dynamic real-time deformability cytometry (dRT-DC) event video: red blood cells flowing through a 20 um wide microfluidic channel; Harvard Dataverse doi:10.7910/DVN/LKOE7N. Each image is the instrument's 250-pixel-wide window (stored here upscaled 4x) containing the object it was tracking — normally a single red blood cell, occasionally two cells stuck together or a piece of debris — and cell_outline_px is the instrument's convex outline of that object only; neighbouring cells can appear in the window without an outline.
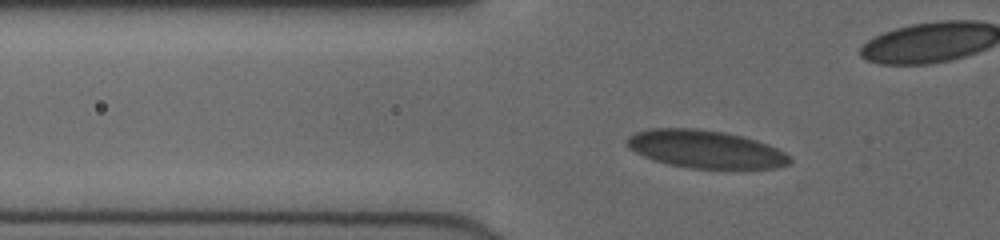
{"species": "human", "species_latin": "Homo sapiens", "temperature_condition": "cold", "stored_images_in_passage": 43, "camera_frame_rate_fps": 3000, "um_per_image_px": 0.085, "donor": {"sex": "female"}, "frame": {"image": 1, "passage_image": 9, "time_ms": 2.667, "image_size_px": [1000, 240], "cell_outline_px": [[792, 160], [788, 164], [776, 168], [692, 168], [668, 164], [644, 156], [628, 148], [624, 140], [628, 136], [636, 132], [652, 128], [696, 128], [724, 132], [744, 136], [768, 144], [784, 152]], "centroid_in_image_um": [59.94, 12.67], "position_along_channel_um": 65.9, "area_um2": 35.78}}
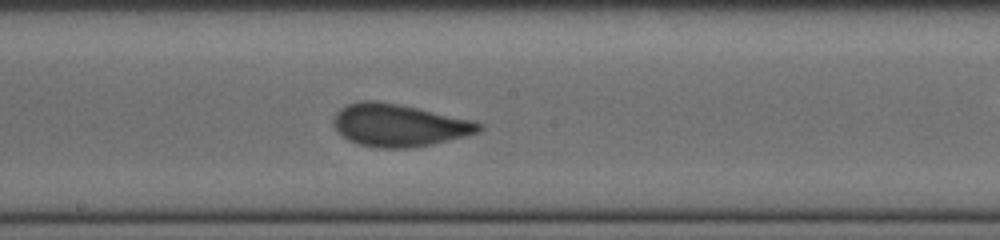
{"frame": {"image": 2, "passage_image": 21, "time_ms": 6.667, "image_size_px": [1000, 240], "cell_outline_px": [[484, 128], [480, 132], [432, 144], [412, 148], [376, 148], [360, 144], [348, 140], [332, 124], [332, 120], [336, 112], [340, 108], [348, 104], [360, 100], [376, 100], [416, 108], [472, 120], [484, 124]], "centroid_in_image_um": [33.9, 10.65], "position_along_channel_um": 214.3, "area_um2": 35.84}}
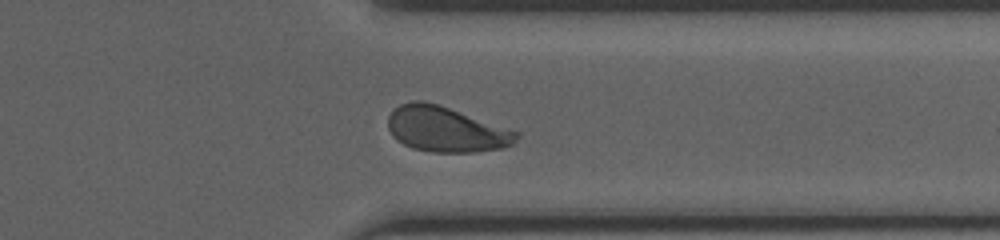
{"frame": {"image": 3, "passage_image": 33, "time_ms": 10.667, "image_size_px": [1000, 240], "cell_outline_px": [[520, 136], [512, 144], [500, 148], [476, 152], [432, 152], [412, 148], [396, 140], [392, 136], [388, 128], [388, 116], [392, 108], [400, 104], [412, 100], [424, 100], [440, 104], [520, 132]], "centroid_in_image_um": [37.88, 10.97], "position_along_channel_um": 373.5, "area_um2": 34.33}, "authors_computed_cell_mechanics": {"area_um2": 34.8534, "velocity_mm_per_s": 3.9804, "shape_relaxation_time_tau1_ms": 6.3144, "shape_relaxation_time_tau2_ms": null, "deformation_change_tau1": 0.1715, "deformation_change_tau2": null}}